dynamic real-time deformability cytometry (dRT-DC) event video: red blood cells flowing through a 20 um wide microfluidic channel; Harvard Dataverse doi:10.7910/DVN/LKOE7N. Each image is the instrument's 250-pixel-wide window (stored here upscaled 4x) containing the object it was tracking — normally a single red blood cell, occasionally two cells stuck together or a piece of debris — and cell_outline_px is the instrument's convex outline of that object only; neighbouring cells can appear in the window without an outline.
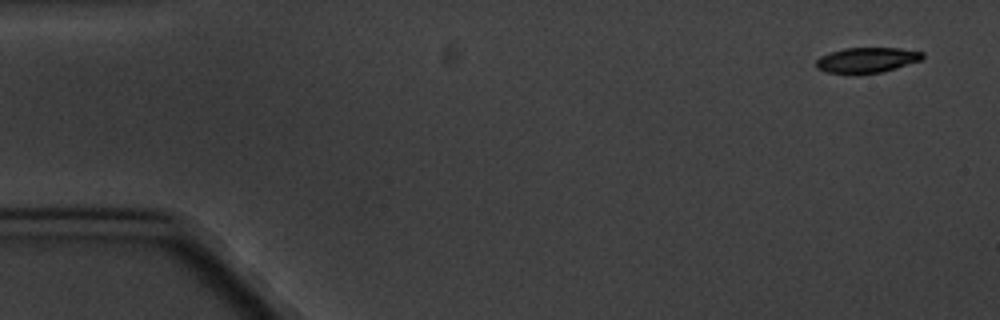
{"species": "common noctule bat (a hibernating species)", "species_latin": "Nyctalus noctula", "temperature_condition": "cold", "stored_images_in_passage": 12, "camera_frame_rate_fps": 3000, "um_per_image_px": 0.085, "animal": {"sex": "male", "body_mass_g": 20.1, "forearm_length_mm": 53.5}, "frame": {"image": 1, "passage_image": 1, "time_ms": 0.0, "image_size_px": [1000, 320], "cell_outline_px": [[924, 56], [920, 60], [896, 68], [880, 72], [828, 72], [816, 68], [816, 60], [820, 56], [844, 48], [900, 48], [924, 52]], "centroid_in_image_um": [73.7, 5.07], "position_along_channel_um": 11.3, "area_um2": 15.2}}
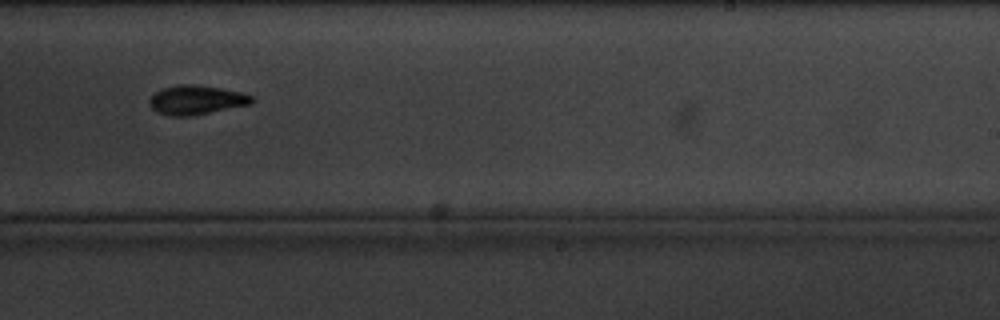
{"frame": {"image": 2, "passage_image": 10, "time_ms": 11.333, "image_size_px": [1000, 320], "cell_outline_px": [[256, 100], [252, 104], [188, 116], [172, 116], [156, 112], [148, 104], [148, 100], [160, 88], [180, 84], [196, 84], [220, 88], [240, 92], [252, 96]], "centroid_in_image_um": [16.67, 8.48], "position_along_channel_um": 272.3, "area_um2": 17.46}}